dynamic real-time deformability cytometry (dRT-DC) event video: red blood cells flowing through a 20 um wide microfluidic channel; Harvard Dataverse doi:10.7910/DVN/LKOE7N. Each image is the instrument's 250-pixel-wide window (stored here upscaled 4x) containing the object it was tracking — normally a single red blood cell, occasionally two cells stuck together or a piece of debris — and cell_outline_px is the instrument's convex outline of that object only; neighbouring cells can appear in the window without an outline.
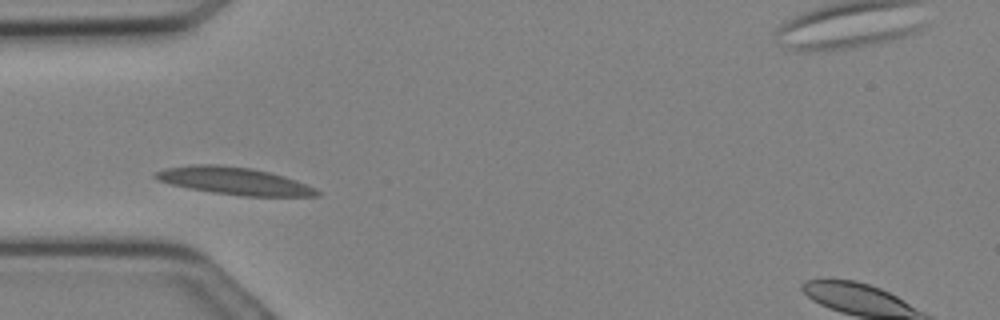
{"species": "Egyptian fruit bat (a non-hibernating species)", "species_latin": "Rousettus aegyptiacus", "temperature_condition": "cold", "stored_images_in_passage": 19, "camera_frame_rate_fps": 3000, "um_per_image_px": 0.085, "animal": {"sex": "female"}, "frame": {"image": 1, "passage_image": 6, "time_ms": 1.667, "image_size_px": [1000, 320], "cell_outline_px": [[320, 196], [244, 196], [212, 192], [188, 188], [156, 180], [152, 176], [156, 172], [164, 168], [192, 164], [216, 164], [252, 168], [284, 176], [296, 180], [316, 188], [320, 192]], "centroid_in_image_um": [19.89, 15.37], "position_along_channel_um": 65.1, "area_um2": 25.78}}
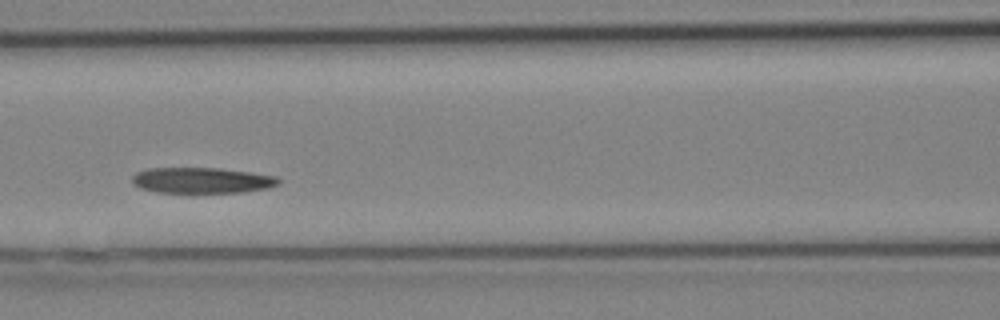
{"frame": {"image": 2, "passage_image": 10, "time_ms": 3.0, "image_size_px": [1000, 320], "cell_outline_px": [[280, 184], [268, 188], [244, 192], [188, 196], [160, 192], [140, 188], [132, 184], [132, 176], [136, 172], [148, 168], [216, 168], [280, 176]], "centroid_in_image_um": [17.15, 15.38], "position_along_channel_um": 149.4, "area_um2": 23.18}}
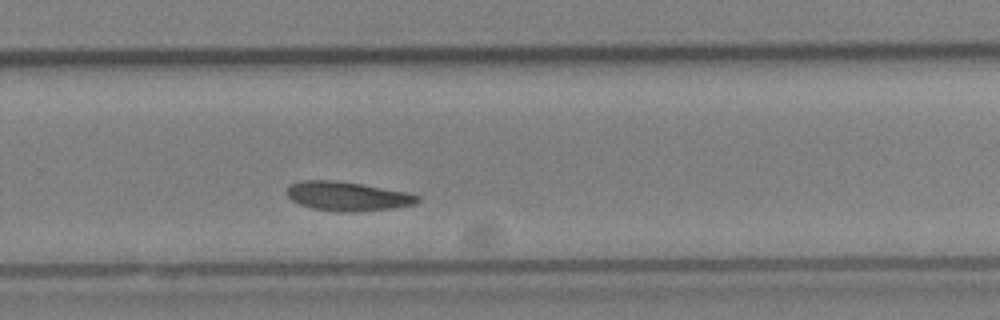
{"frame": {"image": 3, "passage_image": 17, "time_ms": 5.333, "image_size_px": [1000, 320], "cell_outline_px": [[420, 200], [416, 204], [396, 208], [352, 212], [340, 212], [312, 208], [300, 204], [292, 200], [284, 192], [288, 184], [304, 180], [332, 180], [360, 184], [408, 192], [420, 196]], "centroid_in_image_um": [29.53, 16.68], "position_along_channel_um": 300.3, "area_um2": 22.37}}